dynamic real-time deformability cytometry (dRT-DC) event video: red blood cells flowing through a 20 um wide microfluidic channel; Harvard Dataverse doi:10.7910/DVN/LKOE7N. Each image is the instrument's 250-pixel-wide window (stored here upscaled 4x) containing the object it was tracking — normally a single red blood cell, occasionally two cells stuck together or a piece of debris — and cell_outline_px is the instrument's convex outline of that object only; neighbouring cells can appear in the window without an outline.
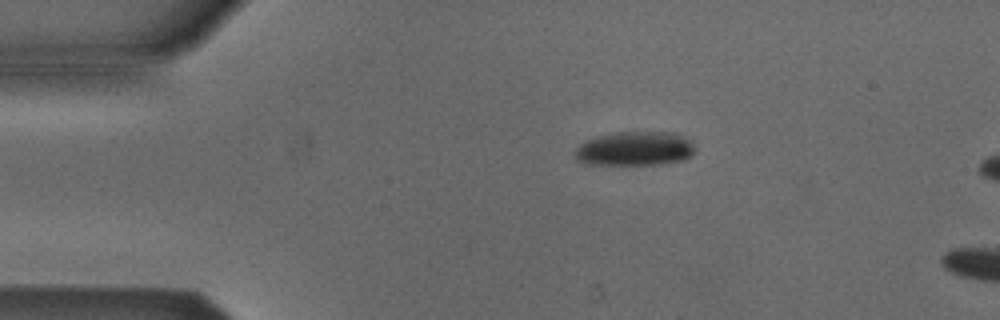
{"species": "Egyptian fruit bat (a non-hibernating species)", "species_latin": "Rousettus aegyptiacus", "temperature_condition": "cold", "stored_images_in_passage": 4, "camera_frame_rate_fps": 3000, "um_per_image_px": 0.085, "animal": {"sex": "male"}, "frame": {"image": 1, "passage_image": 4, "time_ms": 3.667, "image_size_px": [1000, 320], "cell_outline_px": [[692, 152], [684, 160], [660, 164], [588, 164], [576, 160], [576, 148], [584, 140], [596, 136], [612, 132], [676, 132], [688, 140], [692, 144]], "centroid_in_image_um": [53.91, 12.62], "position_along_channel_um": 31.1, "area_um2": 23.76}}